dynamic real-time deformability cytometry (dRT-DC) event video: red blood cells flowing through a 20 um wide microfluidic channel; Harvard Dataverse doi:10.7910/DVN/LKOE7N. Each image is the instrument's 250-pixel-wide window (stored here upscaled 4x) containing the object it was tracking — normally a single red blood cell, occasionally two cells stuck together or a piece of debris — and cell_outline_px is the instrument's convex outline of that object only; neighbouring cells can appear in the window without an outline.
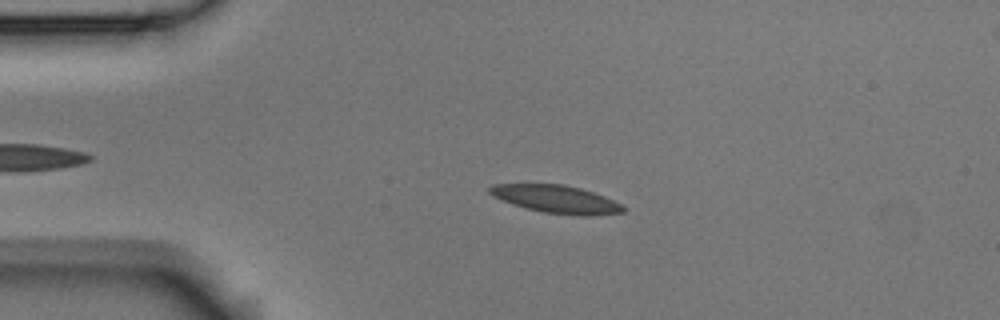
{"species": "Egyptian fruit bat (a non-hibernating species)", "species_latin": "Rousettus aegyptiacus", "temperature_condition": "room temperature", "stored_images_in_passage": 47, "camera_frame_rate_fps": 3000, "um_per_image_px": 0.085, "animal": {"sex": "male"}, "frame": {"image": 1, "passage_image": 11, "time_ms": 3.333, "image_size_px": [1000, 320], "cell_outline_px": [[624, 212], [588, 216], [580, 216], [544, 212], [512, 204], [492, 196], [488, 192], [488, 188], [492, 184], [564, 184], [580, 188], [604, 196], [620, 204], [624, 208]], "centroid_in_image_um": [47.25, 16.92], "position_along_channel_um": 37.8, "area_um2": 21.44}}
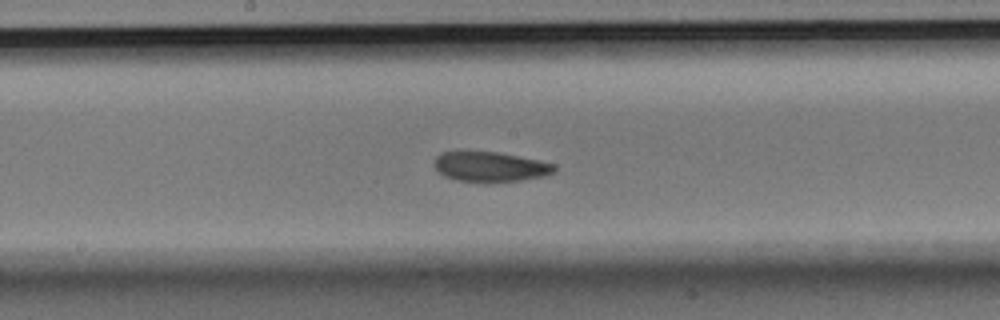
{"frame": {"image": 2, "passage_image": 27, "time_ms": 8.667, "image_size_px": [1000, 320], "cell_outline_px": [[556, 168], [552, 172], [544, 176], [520, 180], [484, 184], [456, 180], [444, 176], [432, 164], [436, 156], [440, 152], [500, 152], [556, 164]], "centroid_in_image_um": [41.64, 14.19], "position_along_channel_um": 206.6, "area_um2": 21.27}}
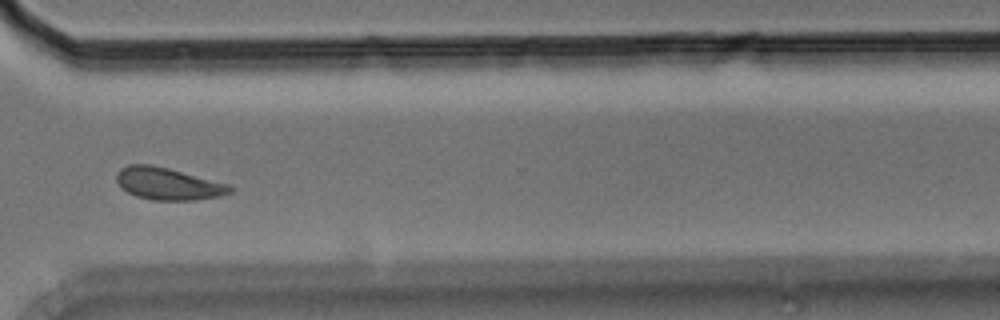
{"frame": {"image": 3, "passage_image": 39, "time_ms": 12.667, "image_size_px": [1000, 320], "cell_outline_px": [[236, 188], [232, 192], [220, 196], [196, 200], [156, 200], [136, 196], [120, 188], [116, 180], [116, 172], [120, 168], [128, 164], [152, 164], [232, 184]], "centroid_in_image_um": [14.32, 15.61], "position_along_channel_um": 356.3, "area_um2": 21.68}, "authors_computed_cell_mechanics": {"area_um2": 21.4438, "velocity_mm_per_s": 3.7456, "shape_relaxation_time_tau1_ms": 4.8909, "shape_relaxation_time_tau2_ms": 2.8721, "deformation_change_tau1": 0.1084, "deformation_change_tau2": 0.0759}}